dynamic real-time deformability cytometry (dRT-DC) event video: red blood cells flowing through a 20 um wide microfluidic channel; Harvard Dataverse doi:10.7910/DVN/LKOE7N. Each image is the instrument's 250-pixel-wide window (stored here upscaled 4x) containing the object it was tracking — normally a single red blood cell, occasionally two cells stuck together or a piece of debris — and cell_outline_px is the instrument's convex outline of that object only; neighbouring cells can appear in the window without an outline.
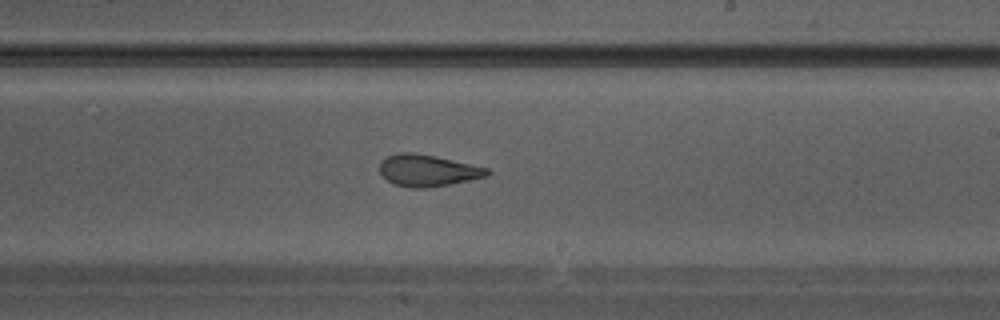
{"species": "Egyptian fruit bat (a non-hibernating species)", "species_latin": "Rousettus aegyptiacus", "temperature_condition": "warm", "stored_images_in_passage": 32, "camera_frame_rate_fps": 3000, "um_per_image_px": 0.085, "animal": {"sex": "male"}, "frame": {"image": 1, "passage_image": 19, "time_ms": 6.0, "image_size_px": [1000, 320], "cell_outline_px": [[492, 172], [488, 176], [448, 184], [424, 188], [412, 188], [392, 184], [380, 172], [380, 160], [388, 156], [400, 152], [412, 152], [436, 156], [472, 164], [488, 168]], "centroid_in_image_um": [36.35, 14.48], "position_along_channel_um": 252.6, "area_um2": 19.83}}